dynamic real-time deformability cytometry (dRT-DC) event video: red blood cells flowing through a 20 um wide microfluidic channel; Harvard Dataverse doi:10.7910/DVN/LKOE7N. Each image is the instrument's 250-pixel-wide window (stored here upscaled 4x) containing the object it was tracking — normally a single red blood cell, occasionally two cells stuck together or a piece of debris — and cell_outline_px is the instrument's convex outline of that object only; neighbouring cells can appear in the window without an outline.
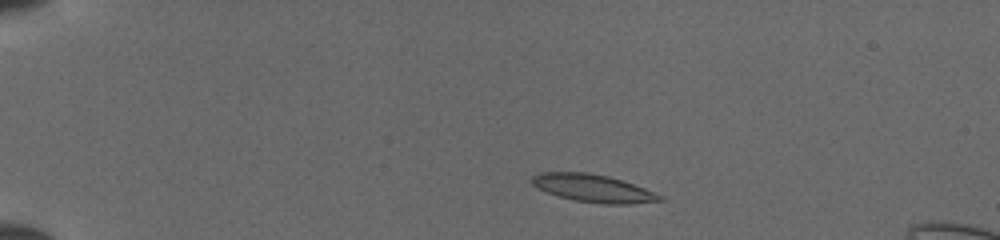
{"species": "common noctule bat (a hibernating species)", "species_latin": "Nyctalus noctula", "temperature_condition": "cold", "stored_images_in_passage": 44, "camera_frame_rate_fps": 3000, "um_per_image_px": 0.085, "animal": {"sex": "female", "body_mass_g": 19.5, "forearm_length_mm": 54.1}, "frame": {"image": 1, "passage_image": 5, "time_ms": 1.333, "image_size_px": [1000, 240], "cell_outline_px": [[668, 200], [628, 204], [604, 204], [576, 200], [556, 196], [532, 184], [528, 180], [532, 176], [540, 172], [588, 172], [608, 176], [644, 188], [664, 196]], "centroid_in_image_um": [50.42, 16.0], "position_along_channel_um": 34.6, "area_um2": 20.63}}
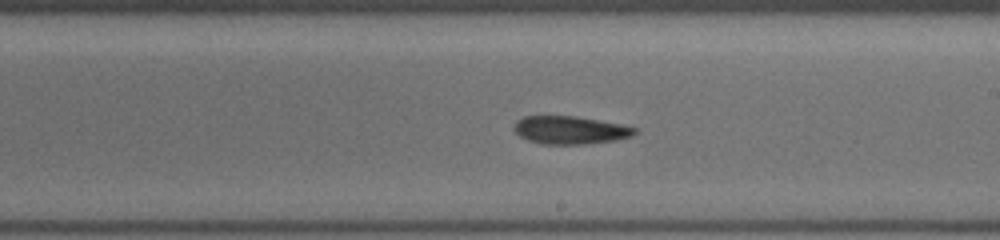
{"frame": {"image": 2, "passage_image": 25, "time_ms": 8.0, "image_size_px": [1000, 240], "cell_outline_px": [[636, 132], [632, 136], [616, 140], [588, 144], [544, 144], [528, 140], [520, 136], [512, 128], [516, 120], [524, 116], [576, 116], [620, 124], [636, 128]], "centroid_in_image_um": [48.44, 11.05], "position_along_channel_um": 240.6, "area_um2": 19.65}}
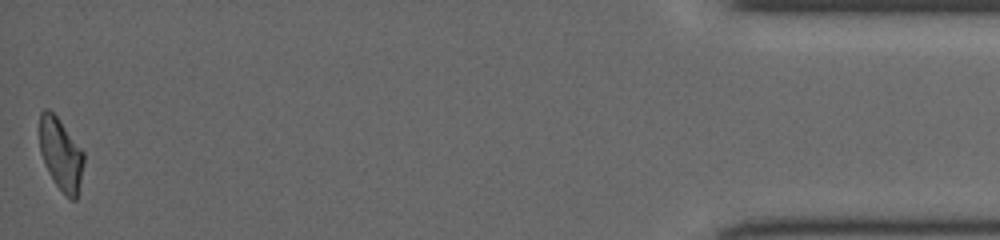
{"frame": {"image": 3, "passage_image": 44, "time_ms": 14.333, "image_size_px": [1000, 240], "cell_outline_px": [[84, 164], [76, 200], [72, 200], [56, 184], [48, 172], [40, 152], [40, 112], [44, 108], [48, 108], [56, 116], [84, 152]], "centroid_in_image_um": [5.17, 13.09], "position_along_channel_um": 430.0, "area_um2": 18.26}}